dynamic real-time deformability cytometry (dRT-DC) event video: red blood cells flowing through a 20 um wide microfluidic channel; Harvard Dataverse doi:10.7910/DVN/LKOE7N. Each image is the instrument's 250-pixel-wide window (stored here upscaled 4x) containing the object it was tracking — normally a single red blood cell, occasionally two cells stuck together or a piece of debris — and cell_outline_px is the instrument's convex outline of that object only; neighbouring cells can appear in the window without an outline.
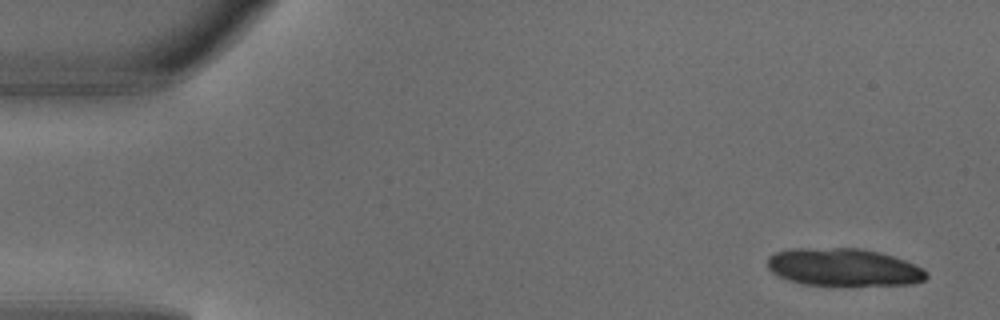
{"species": "common noctule bat (a hibernating species)", "species_latin": "Nyctalus noctula", "temperature_condition": "warm", "stored_images_in_passage": 5, "camera_frame_rate_fps": 3000, "um_per_image_px": 0.085, "animal": {"sex": "male", "body_mass_g": 18.8}, "frame": {"image": 1, "passage_image": 1, "time_ms": 0.0, "image_size_px": [1000, 320], "cell_outline_px": [[928, 276], [924, 280], [912, 284], [856, 288], [840, 288], [804, 284], [788, 280], [772, 272], [768, 268], [768, 256], [776, 252], [792, 248], [860, 248], [880, 252], [916, 264], [924, 268]], "centroid_in_image_um": [71.75, 22.77], "position_along_channel_um": 13.2, "area_um2": 36.3}}
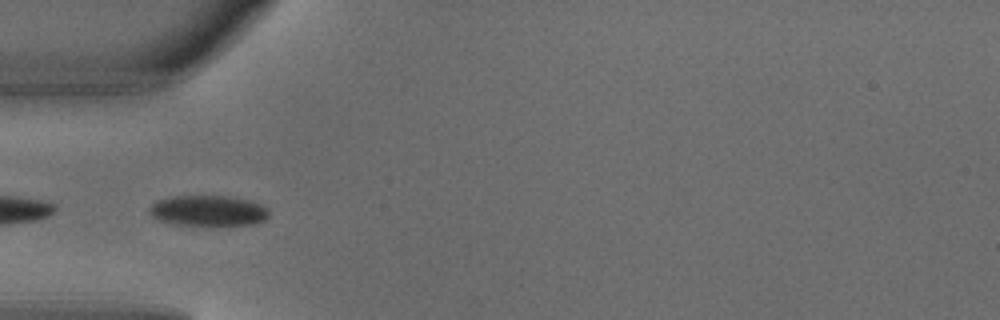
{"frame": {"image": 2, "passage_image": 4, "time_ms": 1.0, "image_size_px": [1000, 320], "cell_outline_px": [[268, 216], [264, 220], [252, 224], [176, 224], [160, 220], [152, 216], [148, 212], [148, 208], [156, 200], [172, 196], [232, 196], [252, 200], [268, 208]], "centroid_in_image_um": [17.69, 17.88], "position_along_channel_um": 67.3, "area_um2": 21.15}}
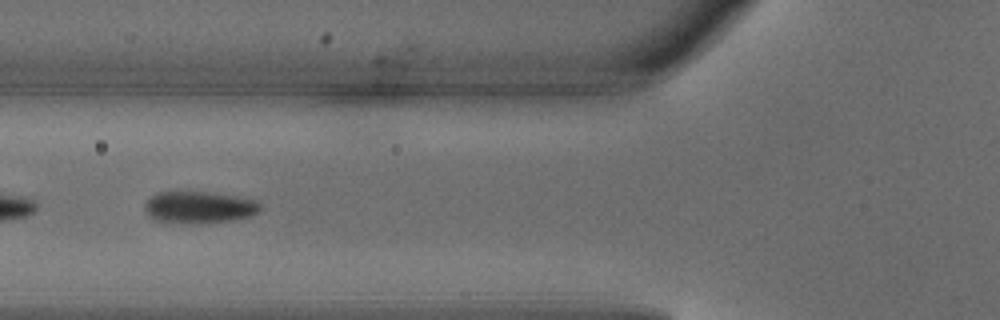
{"frame": {"image": 3, "passage_image": 5, "time_ms": 1.333, "image_size_px": [1000, 320], "cell_outline_px": [[260, 208], [252, 216], [232, 220], [196, 224], [180, 224], [152, 220], [144, 208], [144, 204], [156, 192], [204, 192], [236, 196], [256, 200], [260, 204]], "centroid_in_image_um": [16.88, 17.64], "position_along_channel_um": 108.9, "area_um2": 21.62}}